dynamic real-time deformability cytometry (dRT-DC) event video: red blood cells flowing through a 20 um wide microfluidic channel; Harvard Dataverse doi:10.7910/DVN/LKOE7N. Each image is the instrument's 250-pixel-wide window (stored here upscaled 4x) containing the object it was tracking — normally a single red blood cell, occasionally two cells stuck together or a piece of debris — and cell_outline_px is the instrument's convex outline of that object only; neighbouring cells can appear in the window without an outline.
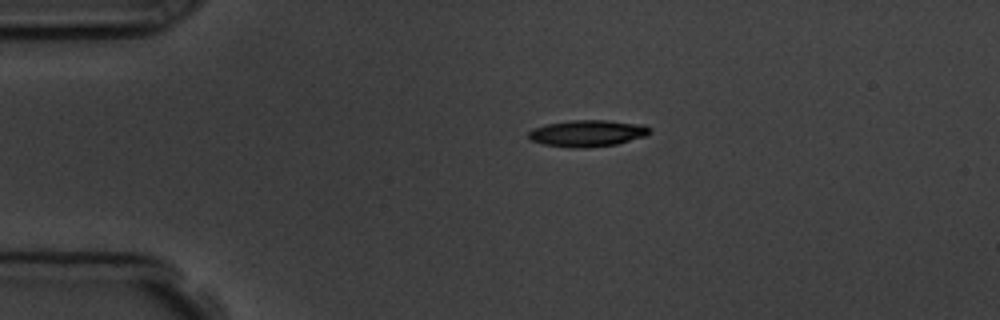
{"species": "common noctule bat (a hibernating species)", "species_latin": "Nyctalus noctula", "temperature_condition": "room temperature", "stored_images_in_passage": 2, "camera_frame_rate_fps": 3000, "um_per_image_px": 0.085, "animal": {"sex": "male", "body_mass_g": 19.5, "forearm_length_mm": 54.6}, "frame": {"image": 1, "passage_image": 1, "time_ms": 0.0, "image_size_px": [1000, 320], "cell_outline_px": [[652, 132], [644, 136], [616, 144], [584, 148], [572, 148], [544, 144], [532, 140], [528, 136], [528, 132], [532, 128], [548, 124], [572, 120], [608, 120], [644, 124], [652, 128]], "centroid_in_image_um": [49.97, 11.32], "position_along_channel_um": 35.0, "area_um2": 18.79}}